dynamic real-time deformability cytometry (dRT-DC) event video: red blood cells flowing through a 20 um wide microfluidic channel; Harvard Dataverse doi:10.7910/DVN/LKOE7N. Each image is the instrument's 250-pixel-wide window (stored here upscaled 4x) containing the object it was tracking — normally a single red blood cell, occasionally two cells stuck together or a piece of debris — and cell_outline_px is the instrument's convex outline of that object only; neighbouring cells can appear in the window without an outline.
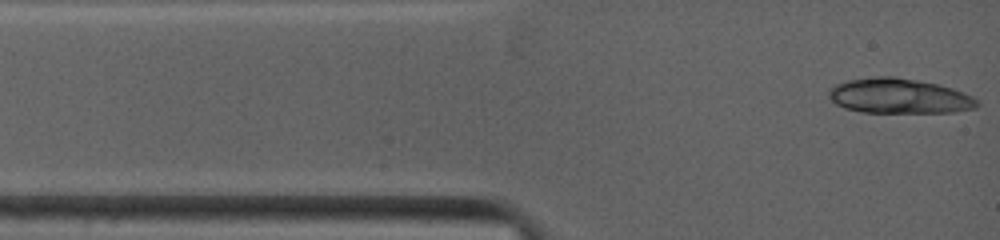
{"species": "common noctule bat (a hibernating species)", "species_latin": "Nyctalus noctula", "temperature_condition": "warm", "stored_images_in_passage": 3, "camera_frame_rate_fps": 4500, "um_per_image_px": 0.085, "animal": {"sex": "female", "body_mass_g": 19.0, "forearm_length_mm": 53.3}, "frame": {"image": 1, "passage_image": 1, "time_ms": 0.0, "image_size_px": [1000, 240], "cell_outline_px": [[980, 104], [976, 108], [952, 112], [860, 112], [844, 108], [836, 104], [828, 96], [828, 92], [836, 84], [848, 80], [884, 76], [892, 76], [916, 80], [936, 84], [952, 88], [964, 92], [972, 96]], "centroid_in_image_um": [76.43, 8.17], "position_along_channel_um": 8.6, "area_um2": 30.0}}